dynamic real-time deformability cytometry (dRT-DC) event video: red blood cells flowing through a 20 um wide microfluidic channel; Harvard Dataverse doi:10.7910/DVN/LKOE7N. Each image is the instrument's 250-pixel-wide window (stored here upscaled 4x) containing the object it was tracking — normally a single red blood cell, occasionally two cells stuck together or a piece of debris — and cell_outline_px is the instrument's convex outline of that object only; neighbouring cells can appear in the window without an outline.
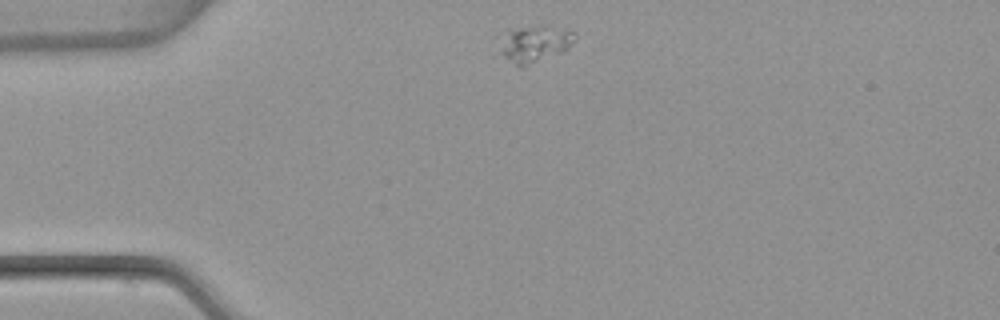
{"species": "common noctule bat (a hibernating species)", "species_latin": "Nyctalus noctula", "temperature_condition": "warm", "stored_images_in_passage": 43, "camera_frame_rate_fps": 3000, "um_per_image_px": 0.085, "animal": {"sex": "female", "body_mass_g": 22.7, "forearm_length_mm": 54.2}, "frame": {"image": 1, "passage_image": 1, "time_ms": 0.0, "image_size_px": [1000, 320], "cell_outline_px": [[576, 40], [564, 52], [524, 68], [520, 68], [504, 56], [500, 52], [512, 32], [524, 28], [568, 28], [576, 32]], "centroid_in_image_um": [45.64, 3.82], "position_along_channel_um": 39.4, "area_um2": 15.14}}
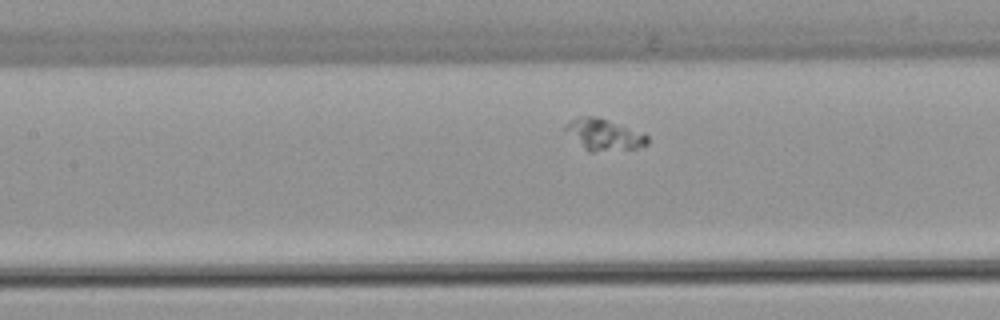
{"frame": {"image": 2, "passage_image": 13, "time_ms": 4.0, "image_size_px": [1000, 320], "cell_outline_px": [[648, 144], [636, 148], [592, 152], [588, 152], [564, 128], [564, 124], [576, 116], [592, 116], [644, 132], [648, 136]], "centroid_in_image_um": [51.35, 11.44], "position_along_channel_um": 156.1, "area_um2": 14.74}}
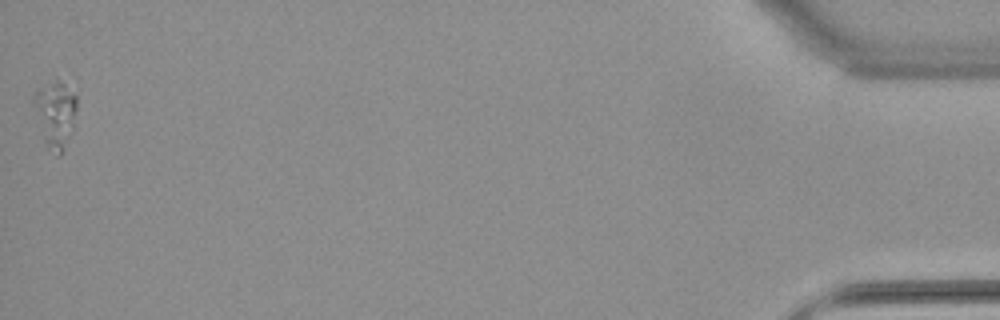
{"frame": {"image": 3, "passage_image": 43, "time_ms": 14.0, "image_size_px": [1000, 320], "cell_outline_px": [[76, 112], [72, 128], [64, 148], [60, 156], [56, 156], [48, 148], [44, 140], [32, 100], [32, 96], [40, 88], [56, 80], [60, 80], [76, 96]], "centroid_in_image_um": [4.7, 9.71], "position_along_channel_um": 430.5, "area_um2": 16.18}}